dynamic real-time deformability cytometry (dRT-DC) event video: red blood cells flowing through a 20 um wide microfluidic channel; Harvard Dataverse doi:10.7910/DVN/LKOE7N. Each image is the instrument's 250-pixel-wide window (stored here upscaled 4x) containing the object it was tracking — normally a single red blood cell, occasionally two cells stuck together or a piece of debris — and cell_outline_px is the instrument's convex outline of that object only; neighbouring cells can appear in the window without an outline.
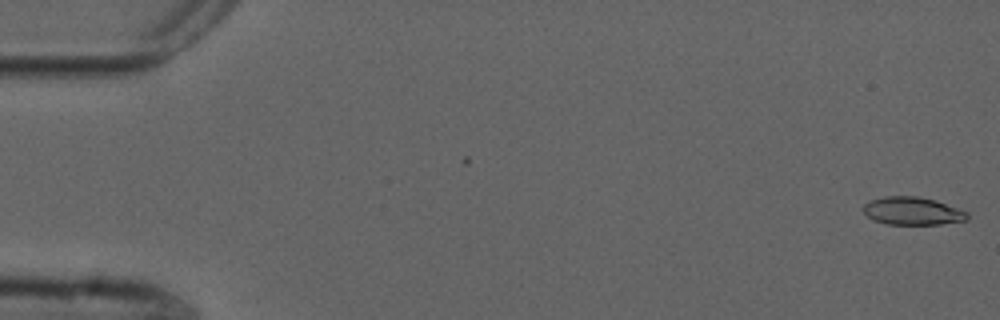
{"species": "common noctule bat (a hibernating species)", "species_latin": "Nyctalus noctula", "temperature_condition": "cold", "stored_images_in_passage": 54, "camera_frame_rate_fps": 3000, "um_per_image_px": 0.085, "animal": {"sex": "male", "forearm_length_mm": 52.5}, "frame": {"image": 1, "passage_image": 1, "time_ms": 0.0, "image_size_px": [1000, 320], "cell_outline_px": [[968, 220], [940, 224], [884, 224], [868, 216], [860, 208], [864, 204], [872, 200], [884, 196], [916, 196], [936, 200], [968, 212]], "centroid_in_image_um": [77.56, 17.93], "position_along_channel_um": 7.4, "area_um2": 16.88}}
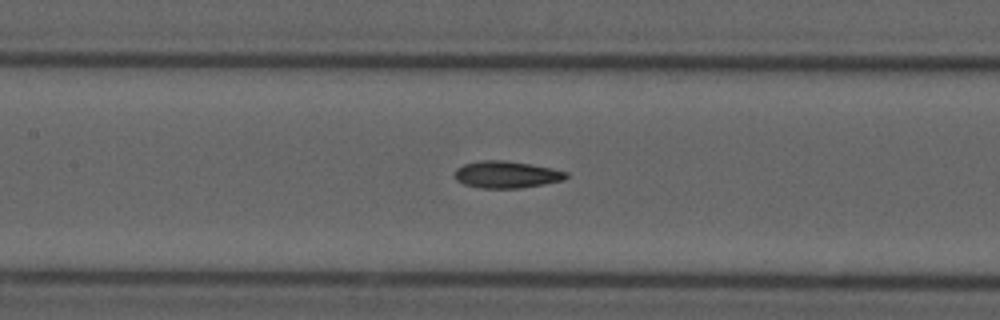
{"frame": {"image": 2, "passage_image": 25, "time_ms": 8.0, "image_size_px": [1000, 320], "cell_outline_px": [[568, 176], [564, 180], [544, 184], [520, 188], [480, 188], [464, 184], [456, 180], [456, 168], [464, 164], [484, 160], [504, 160], [552, 168], [568, 172]], "centroid_in_image_um": [43.07, 14.84], "position_along_channel_um": 164.3, "area_um2": 17.4}}
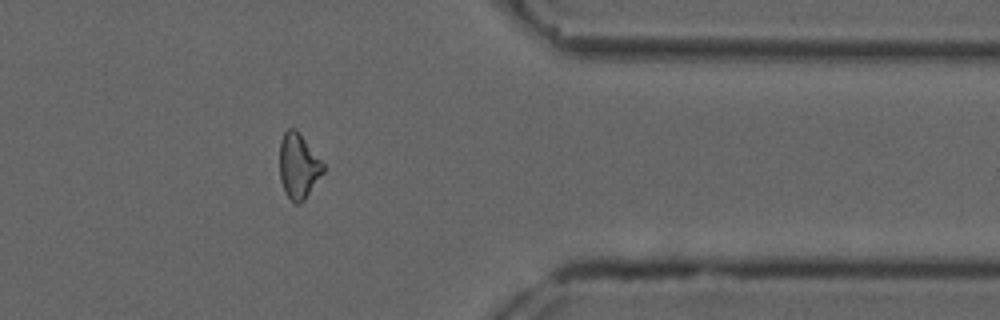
{"frame": {"image": 3, "passage_image": 44, "time_ms": 14.333, "image_size_px": [1000, 320], "cell_outline_px": [[324, 172], [304, 200], [300, 204], [296, 204], [284, 192], [280, 180], [280, 140], [284, 132], [288, 128], [296, 128], [324, 164]], "centroid_in_image_um": [25.36, 14.11], "position_along_channel_um": 386.0, "area_um2": 16.53}, "authors_computed_cell_mechanics": {"area_um2": 17.2244, "velocity_mm_per_s": 3.7617, "shape_relaxation_time_tau1_ms": 8.3893, "shape_relaxation_time_tau2_ms": 4.2565, "deformation_change_tau1": 0.2019, "deformation_change_tau2": 0.1111}}